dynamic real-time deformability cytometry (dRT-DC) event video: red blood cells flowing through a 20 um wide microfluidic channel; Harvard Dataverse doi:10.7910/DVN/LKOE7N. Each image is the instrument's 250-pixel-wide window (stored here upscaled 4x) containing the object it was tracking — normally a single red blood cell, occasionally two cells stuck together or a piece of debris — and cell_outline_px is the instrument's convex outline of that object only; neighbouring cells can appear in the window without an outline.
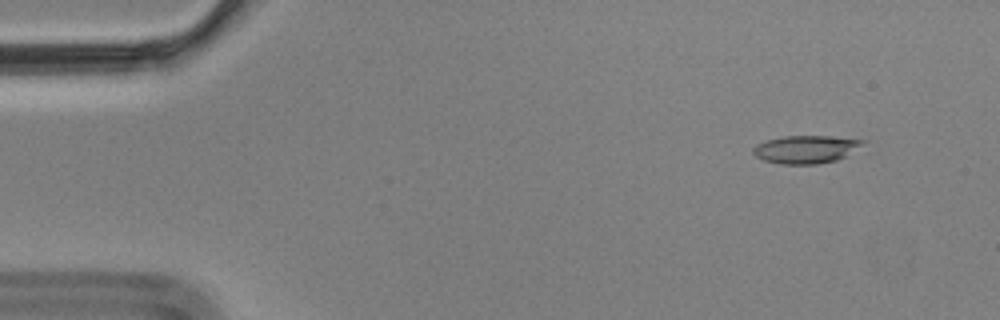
{"species": "Egyptian fruit bat (a non-hibernating species)", "species_latin": "Rousettus aegyptiacus", "temperature_condition": "cold", "stored_images_in_passage": 5, "camera_frame_rate_fps": 3000, "um_per_image_px": 0.085, "animal": {"sex": "male"}, "frame": {"image": 1, "passage_image": 1, "time_ms": 0.0, "image_size_px": [1000, 320], "cell_outline_px": [[864, 144], [844, 156], [836, 160], [816, 164], [780, 164], [764, 160], [756, 156], [752, 152], [752, 148], [756, 144], [768, 140], [784, 136], [828, 136], [864, 140]], "centroid_in_image_um": [68.45, 12.69], "position_along_channel_um": 16.5, "area_um2": 17.57}}